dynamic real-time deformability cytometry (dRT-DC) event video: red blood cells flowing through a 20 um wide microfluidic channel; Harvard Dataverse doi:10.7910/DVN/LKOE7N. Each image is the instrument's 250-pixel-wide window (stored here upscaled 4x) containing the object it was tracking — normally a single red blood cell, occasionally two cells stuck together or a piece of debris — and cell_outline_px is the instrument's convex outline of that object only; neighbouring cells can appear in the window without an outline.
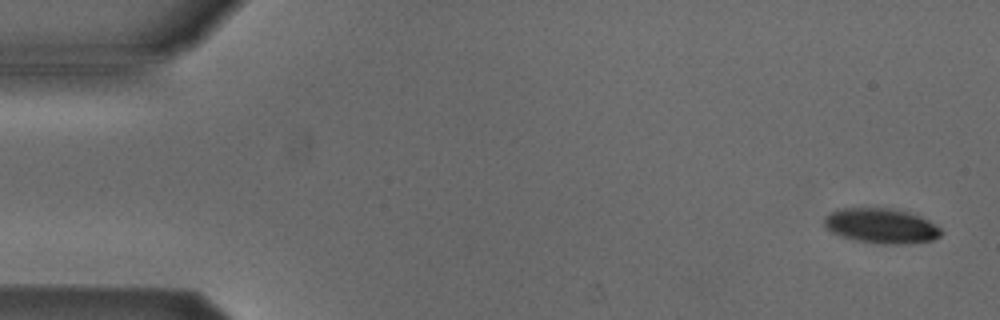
{"species": "Egyptian fruit bat (a non-hibernating species)", "species_latin": "Rousettus aegyptiacus", "temperature_condition": "cold", "stored_images_in_passage": 53, "camera_frame_rate_fps": 3000, "um_per_image_px": 0.085, "animal": {"sex": "male"}, "frame": {"image": 1, "passage_image": 2, "time_ms": 0.333, "image_size_px": [1000, 320], "cell_outline_px": [[944, 232], [940, 236], [932, 240], [908, 244], [884, 244], [856, 240], [832, 232], [824, 228], [824, 216], [828, 212], [836, 208], [892, 208], [908, 212], [920, 216], [928, 220], [940, 228]], "centroid_in_image_um": [74.89, 19.18], "position_along_channel_um": 10.1, "area_um2": 23.99}}
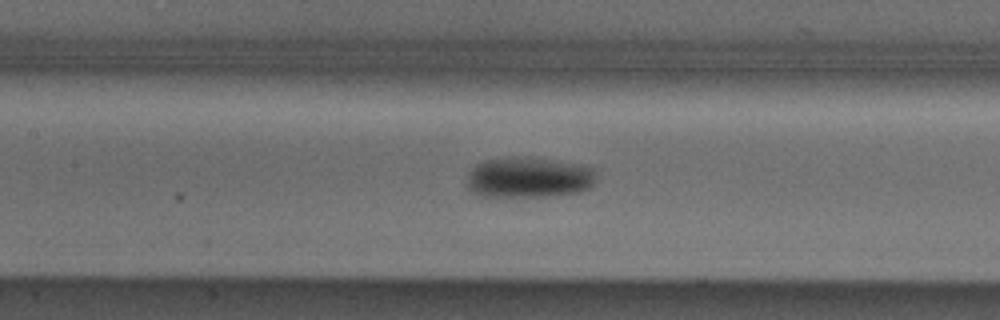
{"frame": {"image": 2, "passage_image": 24, "time_ms": 7.667, "image_size_px": [1000, 320], "cell_outline_px": [[596, 180], [588, 188], [580, 192], [544, 196], [484, 196], [472, 192], [468, 188], [468, 172], [476, 164], [488, 160], [548, 160], [572, 164], [592, 168], [596, 176]], "centroid_in_image_um": [44.93, 15.14], "position_along_channel_um": 162.5, "area_um2": 29.19}}
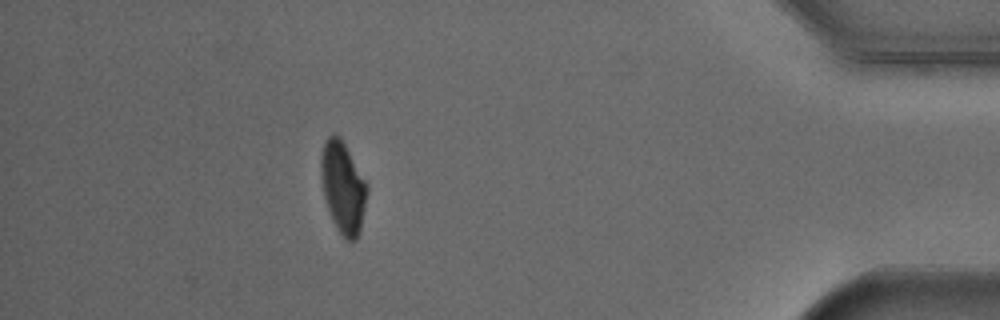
{"frame": {"image": 3, "passage_image": 47, "time_ms": 15.333, "image_size_px": [1000, 320], "cell_outline_px": [[368, 188], [360, 232], [356, 240], [348, 240], [336, 228], [332, 220], [324, 196], [320, 176], [320, 156], [324, 140], [332, 132], [340, 136], [364, 180]], "centroid_in_image_um": [29.12, 15.9], "position_along_channel_um": 406.1, "area_um2": 24.39}, "authors_computed_cell_mechanics": {"area_um2": 26.299, "velocity_mm_per_s": 3.8667, "shape_relaxation_time_tau1_ms": 5.0543, "shape_relaxation_time_tau2_ms": null, "deformation_change_tau1": 0.1421, "deformation_change_tau2": null}}